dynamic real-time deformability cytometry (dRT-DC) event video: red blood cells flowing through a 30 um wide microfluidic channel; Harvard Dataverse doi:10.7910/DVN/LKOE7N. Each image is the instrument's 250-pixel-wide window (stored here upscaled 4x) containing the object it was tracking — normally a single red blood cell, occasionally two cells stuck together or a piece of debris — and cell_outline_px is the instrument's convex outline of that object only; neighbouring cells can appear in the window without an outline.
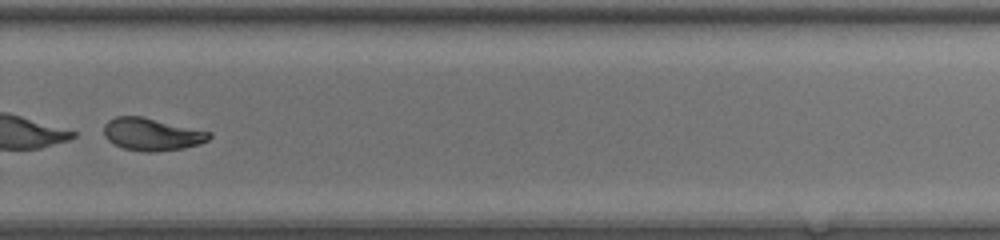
{"species": "common noctule bat (a hibernating species)", "species_latin": "Nyctalus noctula", "temperature_condition": "room temperature", "stored_images_in_passage": 50, "segment_of_instrument_passage": [2, 2], "camera_frame_rate_fps": 3000, "um_per_image_px": 0.085, "animal": {"sex": "female", "body_mass_g": 20.0, "forearm_length_mm": 54.0}, "frame": {"image": 1, "passage_image": 38, "time_ms": 12.333, "image_size_px": [1000, 240], "cell_outline_px": [[212, 136], [208, 140], [200, 144], [184, 148], [156, 152], [144, 152], [124, 148], [112, 144], [104, 136], [104, 124], [108, 120], [116, 116], [140, 116], [212, 132]], "centroid_in_image_um": [12.9, 11.42], "position_along_channel_um": 316.9, "area_um2": 20.06}}